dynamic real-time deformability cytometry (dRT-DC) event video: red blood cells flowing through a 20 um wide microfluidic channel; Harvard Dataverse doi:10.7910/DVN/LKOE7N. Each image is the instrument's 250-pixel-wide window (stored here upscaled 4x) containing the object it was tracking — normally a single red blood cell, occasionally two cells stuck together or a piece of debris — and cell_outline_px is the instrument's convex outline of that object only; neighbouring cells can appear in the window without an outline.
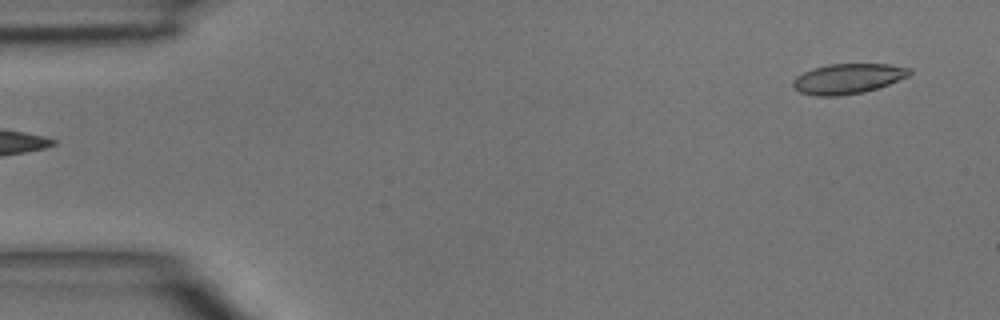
{"species": "common noctule bat (a hibernating species)", "species_latin": "Nyctalus noctula", "temperature_condition": "room temperature", "stored_images_in_passage": 42, "camera_frame_rate_fps": 3000, "um_per_image_px": 0.085, "animal": {"sex": "male", "body_mass_g": 15.6}, "frame": {"image": 1, "passage_image": 1, "time_ms": 0.0, "image_size_px": [1000, 320], "cell_outline_px": [[912, 72], [908, 76], [880, 88], [864, 92], [840, 96], [816, 96], [800, 92], [792, 84], [792, 80], [796, 76], [812, 68], [828, 64], [888, 64], [912, 68]], "centroid_in_image_um": [72.09, 6.69], "position_along_channel_um": 12.9, "area_um2": 20.63}}
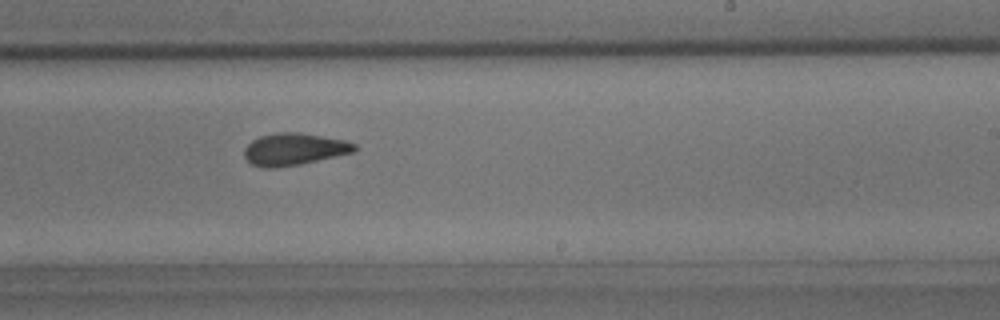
{"frame": {"image": 2, "passage_image": 26, "time_ms": 8.333, "image_size_px": [1000, 320], "cell_outline_px": [[360, 148], [356, 152], [300, 164], [272, 168], [264, 168], [252, 164], [244, 156], [244, 148], [252, 140], [260, 136], [276, 132], [300, 132], [344, 140], [356, 144]], "centroid_in_image_um": [25.03, 12.67], "position_along_channel_um": 264.0, "area_um2": 20.75}}
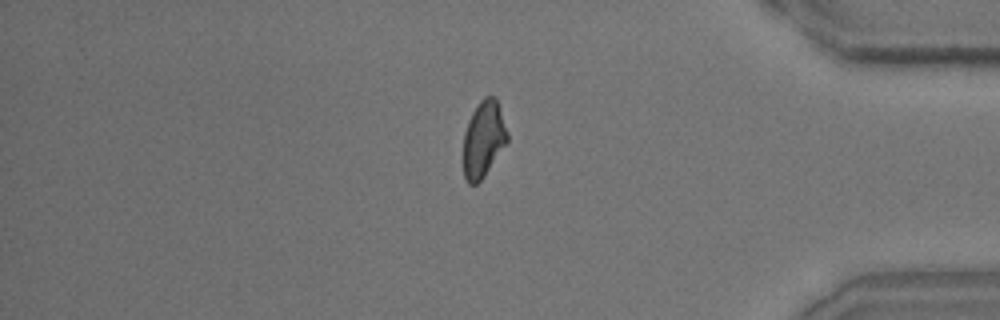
{"frame": {"image": 3, "passage_image": 37, "time_ms": 12.0, "image_size_px": [1000, 320], "cell_outline_px": [[508, 140], [484, 176], [476, 184], [468, 184], [464, 176], [464, 132], [468, 120], [472, 112], [480, 100], [484, 96], [492, 96], [496, 100], [508, 132]], "centroid_in_image_um": [41.08, 11.82], "position_along_channel_um": 394.1, "area_um2": 19.25}}